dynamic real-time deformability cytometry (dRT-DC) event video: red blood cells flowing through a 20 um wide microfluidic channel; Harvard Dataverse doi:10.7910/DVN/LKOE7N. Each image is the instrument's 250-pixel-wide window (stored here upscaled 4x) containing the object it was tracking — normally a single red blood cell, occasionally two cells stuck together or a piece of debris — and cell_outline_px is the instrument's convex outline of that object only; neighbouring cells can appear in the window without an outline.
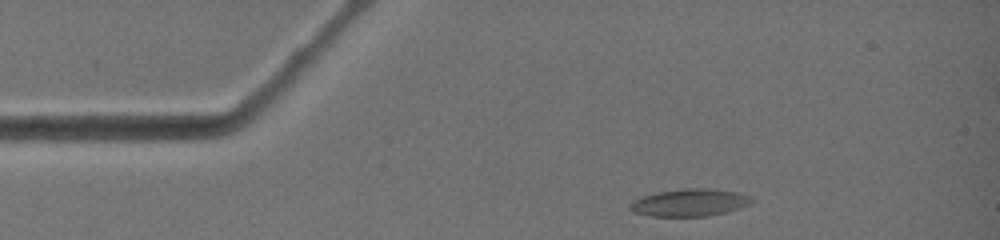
{"species": "common noctule bat (a hibernating species)", "species_latin": "Nyctalus noctula", "temperature_condition": "warm", "stored_images_in_passage": 3, "camera_frame_rate_fps": 3000, "um_per_image_px": 0.085, "animal": {"sex": "female", "body_mass_g": 19.0, "forearm_length_mm": 51.5}, "frame": {"image": 1, "passage_image": 1, "time_ms": 0.0, "image_size_px": [1000, 240], "cell_outline_px": [[756, 200], [752, 204], [728, 212], [708, 216], [648, 216], [632, 212], [628, 208], [628, 204], [632, 200], [640, 196], [652, 192], [680, 188], [708, 188], [736, 192], [752, 196]], "centroid_in_image_um": [58.59, 17.21], "position_along_channel_um": 26.4, "area_um2": 20.11}}